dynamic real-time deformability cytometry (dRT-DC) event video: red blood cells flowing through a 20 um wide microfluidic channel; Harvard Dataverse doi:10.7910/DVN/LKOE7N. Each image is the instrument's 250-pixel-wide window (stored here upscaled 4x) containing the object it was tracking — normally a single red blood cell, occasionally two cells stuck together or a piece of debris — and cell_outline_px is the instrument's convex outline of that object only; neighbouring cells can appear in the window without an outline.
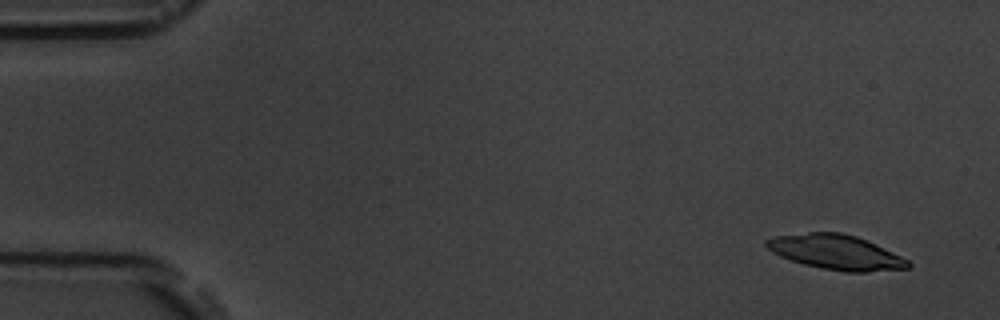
{"species": "common noctule bat (a hibernating species)", "species_latin": "Nyctalus noctula", "temperature_condition": "room temperature", "stored_images_in_passage": 5, "camera_frame_rate_fps": 3000, "um_per_image_px": 0.085, "animal": {"sex": "male", "body_mass_g": 19.5, "forearm_length_mm": 54.6}, "frame": {"image": 1, "passage_image": 1, "time_ms": 0.0, "image_size_px": [1000, 320], "cell_outline_px": [[912, 264], [908, 268], [868, 272], [844, 272], [804, 264], [780, 256], [772, 252], [764, 244], [764, 240], [772, 236], [808, 232], [840, 232], [856, 236], [876, 244], [908, 260]], "centroid_in_image_um": [71.03, 21.42], "position_along_channel_um": 14.0, "area_um2": 28.61}}